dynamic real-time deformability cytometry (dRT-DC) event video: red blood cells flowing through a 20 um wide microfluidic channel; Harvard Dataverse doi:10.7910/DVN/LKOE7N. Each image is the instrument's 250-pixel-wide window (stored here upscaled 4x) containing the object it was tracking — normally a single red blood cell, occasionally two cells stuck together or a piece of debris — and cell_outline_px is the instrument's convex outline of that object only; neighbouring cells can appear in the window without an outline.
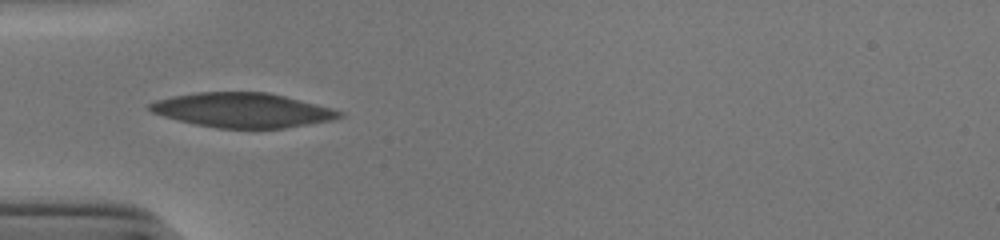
{"species": "human", "species_latin": "Homo sapiens", "temperature_condition": "cold", "stored_images_in_passage": 36, "camera_frame_rate_fps": 3000, "um_per_image_px": 0.085, "donor": {"sex": "male"}, "frame": {"image": 1, "passage_image": 1, "time_ms": 0.0, "image_size_px": [1000, 240], "cell_outline_px": [[344, 116], [332, 120], [284, 128], [216, 128], [196, 124], [164, 116], [152, 112], [148, 108], [148, 104], [156, 100], [172, 96], [196, 92], [268, 92], [284, 96], [344, 112]], "centroid_in_image_um": [20.59, 9.36], "position_along_channel_um": 64.4, "area_um2": 37.8}}
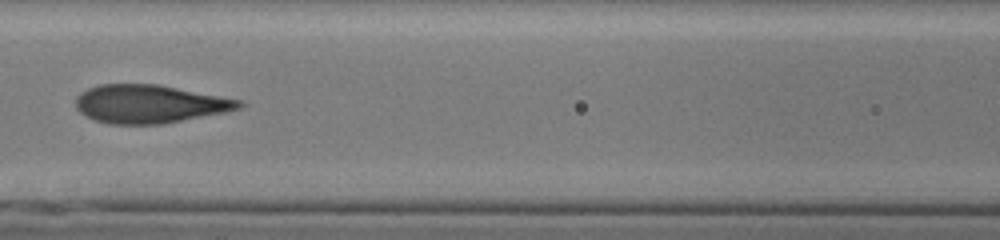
{"frame": {"image": 2, "passage_image": 8, "time_ms": 2.333, "image_size_px": [1000, 240], "cell_outline_px": [[244, 104], [240, 108], [224, 112], [164, 124], [108, 124], [96, 120], [80, 112], [76, 108], [76, 96], [80, 92], [88, 88], [100, 84], [156, 84], [244, 100]], "centroid_in_image_um": [12.72, 8.83], "position_along_channel_um": 153.9, "area_um2": 36.41}}
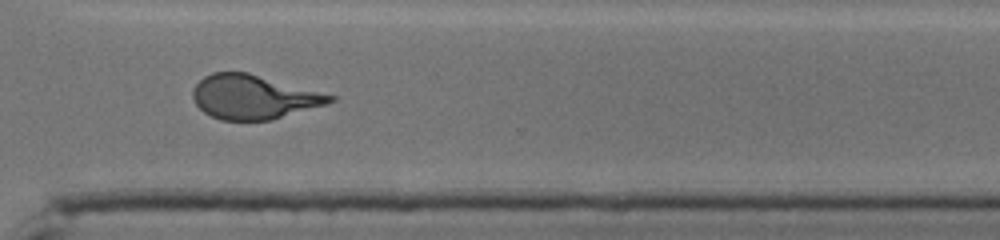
{"frame": {"image": 3, "passage_image": 23, "time_ms": 7.333, "image_size_px": [1000, 240], "cell_outline_px": [[336, 100], [324, 104], [268, 120], [220, 120], [204, 112], [196, 104], [192, 96], [192, 92], [196, 84], [204, 76], [212, 72], [248, 72], [336, 96]], "centroid_in_image_um": [21.5, 8.23], "position_along_channel_um": 349.1, "area_um2": 34.74}, "authors_computed_cell_mechanics": {"area_um2": 36.6452, "velocity_mm_per_s": 3.9147, "shape_relaxation_time_tau1_ms": 6.1287, "shape_relaxation_time_tau2_ms": 1.0932, "deformation_change_tau1": 0.2168, "deformation_change_tau2": 0.0927}}